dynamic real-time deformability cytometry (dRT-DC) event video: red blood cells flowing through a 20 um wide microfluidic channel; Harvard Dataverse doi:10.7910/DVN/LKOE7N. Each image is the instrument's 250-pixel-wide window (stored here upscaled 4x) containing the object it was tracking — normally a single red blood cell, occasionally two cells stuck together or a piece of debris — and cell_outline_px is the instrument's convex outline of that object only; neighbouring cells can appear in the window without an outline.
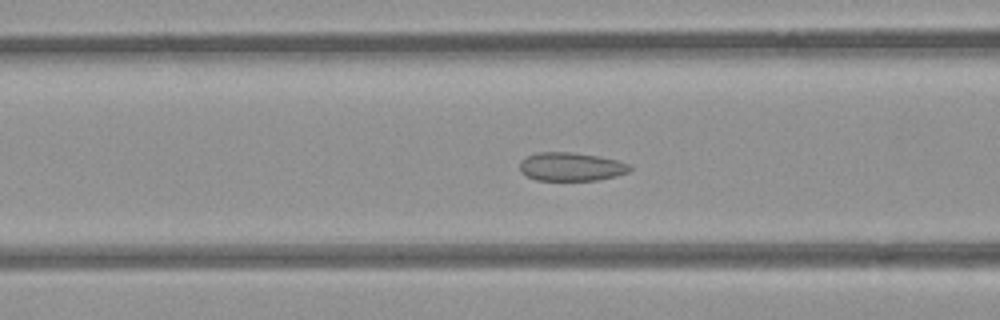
{"species": "common noctule bat (a hibernating species)", "species_latin": "Nyctalus noctula", "temperature_condition": "room temperature", "stored_images_in_passage": 37, "camera_frame_rate_fps": 3000, "um_per_image_px": 0.085, "animal": {"sex": "female", "body_mass_g": 21.9}, "frame": {"image": 1, "passage_image": 15, "time_ms": 4.667, "image_size_px": [1000, 320], "cell_outline_px": [[632, 168], [628, 172], [616, 176], [596, 180], [536, 180], [520, 172], [520, 160], [524, 156], [536, 152], [572, 152], [600, 156], [632, 164]], "centroid_in_image_um": [48.53, 14.16], "position_along_channel_um": 118.1, "area_um2": 18.5}}
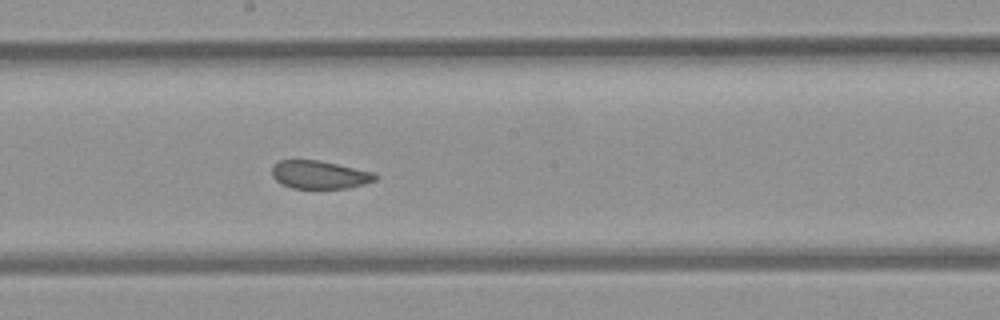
{"frame": {"image": 2, "passage_image": 23, "time_ms": 7.333, "image_size_px": [1000, 320], "cell_outline_px": [[380, 176], [376, 180], [364, 184], [348, 188], [292, 188], [276, 180], [272, 176], [272, 164], [280, 160], [320, 160], [376, 172]], "centroid_in_image_um": [27.21, 14.84], "position_along_channel_um": 221.0, "area_um2": 17.11}}
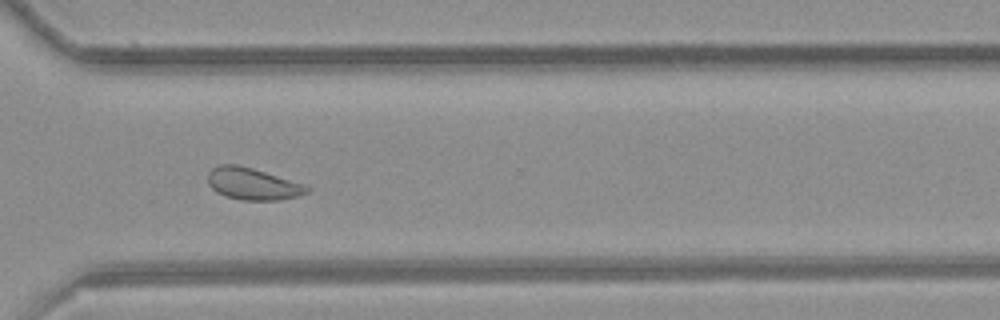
{"frame": {"image": 3, "passage_image": 33, "time_ms": 10.667, "image_size_px": [1000, 320], "cell_outline_px": [[312, 188], [308, 192], [296, 196], [280, 200], [240, 200], [224, 196], [216, 192], [208, 184], [208, 172], [212, 168], [220, 164], [236, 164], [252, 168], [308, 184]], "centroid_in_image_um": [21.5, 15.63], "position_along_channel_um": 349.1, "area_um2": 18.73}, "authors_computed_cell_mechanics": {"area_um2": 18.6116, "velocity_mm_per_s": 3.856, "shape_relaxation_time_tau1_ms": null, "shape_relaxation_time_tau2_ms": 1.7812, "deformation_change_tau1": null, "deformation_change_tau2": 0.0549}}